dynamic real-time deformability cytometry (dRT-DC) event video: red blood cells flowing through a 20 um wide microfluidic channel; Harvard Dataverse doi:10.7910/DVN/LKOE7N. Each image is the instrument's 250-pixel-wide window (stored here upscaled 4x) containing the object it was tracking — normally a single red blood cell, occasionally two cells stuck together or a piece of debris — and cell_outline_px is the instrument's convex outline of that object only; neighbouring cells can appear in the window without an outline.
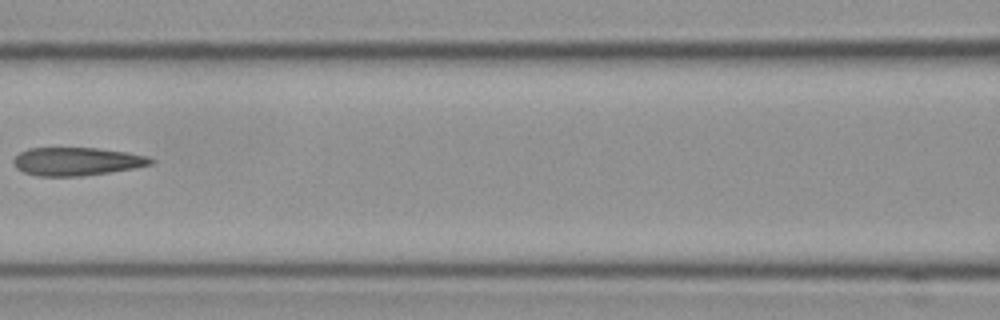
{"species": "Egyptian fruit bat (a non-hibernating species)", "species_latin": "Rousettus aegyptiacus", "temperature_condition": "cold", "stored_images_in_passage": 7, "camera_frame_rate_fps": 3000, "um_per_image_px": 0.085, "frame": {"image": 1, "passage_image": 7, "time_ms": 2.0, "image_size_px": [1000, 320], "cell_outline_px": [[156, 160], [152, 164], [136, 168], [80, 176], [36, 176], [24, 172], [16, 168], [12, 160], [20, 152], [28, 148], [96, 148], [128, 152], [148, 156]], "centroid_in_image_um": [6.54, 13.72], "position_along_channel_um": 160.1, "area_um2": 22.6}}